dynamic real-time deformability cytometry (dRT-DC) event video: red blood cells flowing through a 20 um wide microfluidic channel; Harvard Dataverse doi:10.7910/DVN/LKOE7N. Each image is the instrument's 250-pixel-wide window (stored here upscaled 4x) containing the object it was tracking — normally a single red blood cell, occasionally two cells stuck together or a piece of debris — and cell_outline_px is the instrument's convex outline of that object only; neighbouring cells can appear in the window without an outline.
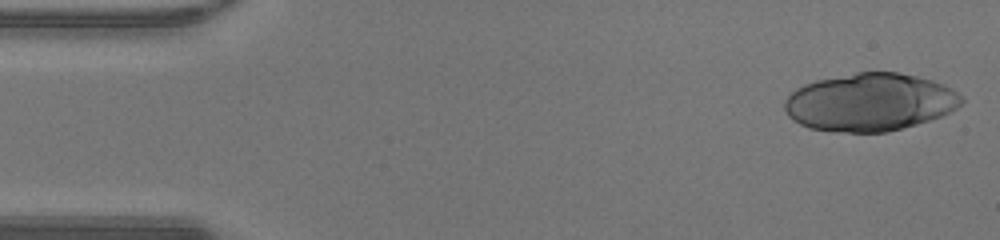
{"species": "human", "species_latin": "Homo sapiens", "temperature_condition": "warm", "stored_images_in_passage": 46, "camera_frame_rate_fps": 3000, "um_per_image_px": 0.085, "donor": {"sex": "male"}, "frame": {"image": 1, "passage_image": 1, "time_ms": 0.0, "image_size_px": [1000, 240], "cell_outline_px": [[964, 100], [956, 108], [940, 116], [916, 124], [884, 132], [844, 132], [808, 128], [792, 120], [788, 116], [784, 108], [784, 100], [796, 88], [804, 84], [816, 80], [856, 72], [896, 72], [916, 76], [932, 80], [944, 84], [952, 88], [964, 96]], "centroid_in_image_um": [73.93, 8.67], "position_along_channel_um": 11.1, "area_um2": 59.53}}